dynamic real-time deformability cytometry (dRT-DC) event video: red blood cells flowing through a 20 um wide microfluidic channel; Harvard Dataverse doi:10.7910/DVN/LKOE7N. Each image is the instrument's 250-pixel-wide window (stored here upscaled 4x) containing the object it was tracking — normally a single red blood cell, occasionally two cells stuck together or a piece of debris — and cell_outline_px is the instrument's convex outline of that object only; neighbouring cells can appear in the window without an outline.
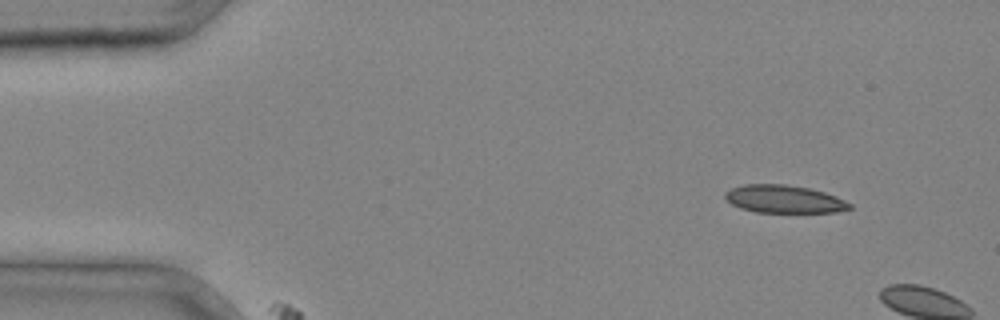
{"species": "common noctule bat (a hibernating species)", "species_latin": "Nyctalus noctula", "temperature_condition": "cold", "stored_images_in_passage": 2, "camera_frame_rate_fps": 3000, "um_per_image_px": 0.085, "animal": {"sex": "male", "body_mass_g": 20.4}, "frame": {"image": 1, "passage_image": 1, "time_ms": 0.0, "image_size_px": [1000, 320], "cell_outline_px": [[852, 208], [836, 212], [756, 212], [740, 208], [724, 200], [724, 192], [732, 188], [744, 184], [784, 184], [808, 188], [824, 192], [836, 196], [852, 204]], "centroid_in_image_um": [66.62, 16.92], "position_along_channel_um": 18.4, "area_um2": 20.23}}